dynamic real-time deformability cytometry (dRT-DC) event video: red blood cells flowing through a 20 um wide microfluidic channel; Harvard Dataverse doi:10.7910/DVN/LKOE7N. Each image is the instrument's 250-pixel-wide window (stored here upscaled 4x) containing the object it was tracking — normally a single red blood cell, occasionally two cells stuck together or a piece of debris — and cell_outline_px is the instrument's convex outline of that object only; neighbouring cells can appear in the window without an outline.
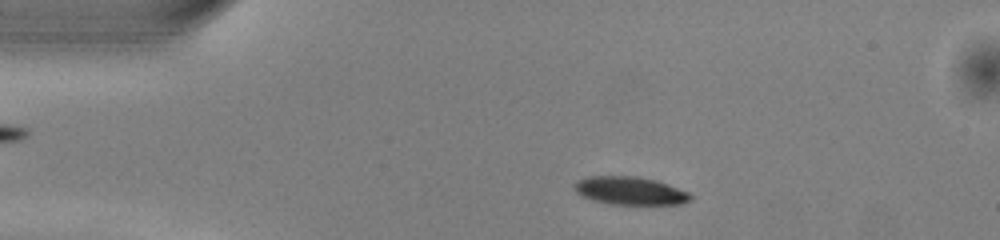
{"species": "common noctule bat (a hibernating species)", "species_latin": "Nyctalus noctula", "temperature_condition": "warm", "stored_images_in_passage": 47, "camera_frame_rate_fps": 3000, "um_per_image_px": 0.085, "animal": {"sex": "male", "body_mass_g": 13.0, "forearm_length_mm": 53.1}, "frame": {"image": 1, "passage_image": 6, "time_ms": 1.667, "image_size_px": [1000, 240], "cell_outline_px": [[692, 200], [680, 204], [612, 204], [592, 200], [580, 196], [576, 192], [572, 184], [576, 180], [588, 176], [636, 176], [656, 180], [668, 184], [688, 192], [692, 196]], "centroid_in_image_um": [53.51, 16.21], "position_along_channel_um": 31.5, "area_um2": 19.13}}
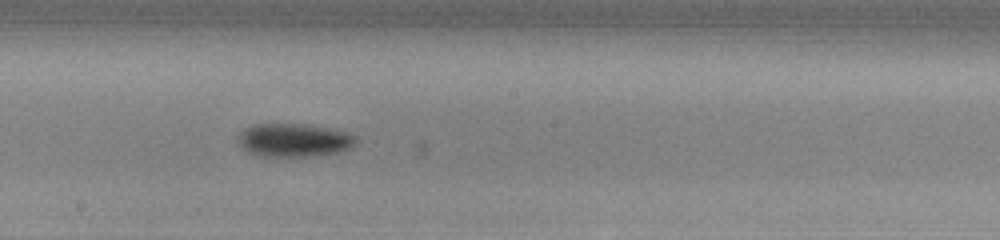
{"frame": {"image": 2, "passage_image": 24, "time_ms": 7.667, "image_size_px": [1000, 240], "cell_outline_px": [[360, 140], [352, 148], [340, 152], [308, 156], [256, 156], [248, 152], [236, 140], [236, 136], [244, 128], [256, 124], [308, 124], [336, 128], [348, 132], [356, 136]], "centroid_in_image_um": [25.04, 11.9], "position_along_channel_um": 223.2, "area_um2": 23.47}}
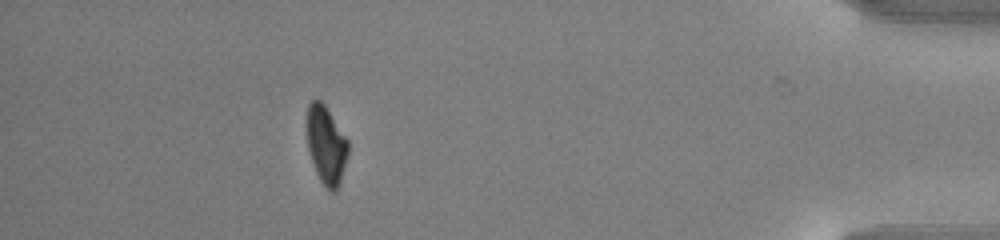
{"frame": {"image": 3, "passage_image": 42, "time_ms": 13.667, "image_size_px": [1000, 240], "cell_outline_px": [[348, 152], [340, 184], [332, 192], [320, 180], [316, 172], [308, 148], [304, 124], [304, 120], [308, 104], [312, 100], [320, 100], [324, 104], [348, 140]], "centroid_in_image_um": [27.68, 12.26], "position_along_channel_um": 407.5, "area_um2": 18.9}, "authors_computed_cell_mechanics": {"area_um2": 20.4034, "velocity_mm_per_s": 4.0117, "shape_relaxation_time_tau1_ms": 2.0581, "shape_relaxation_time_tau2_ms": null, "deformation_change_tau1": 0.1368, "deformation_change_tau2": null}}